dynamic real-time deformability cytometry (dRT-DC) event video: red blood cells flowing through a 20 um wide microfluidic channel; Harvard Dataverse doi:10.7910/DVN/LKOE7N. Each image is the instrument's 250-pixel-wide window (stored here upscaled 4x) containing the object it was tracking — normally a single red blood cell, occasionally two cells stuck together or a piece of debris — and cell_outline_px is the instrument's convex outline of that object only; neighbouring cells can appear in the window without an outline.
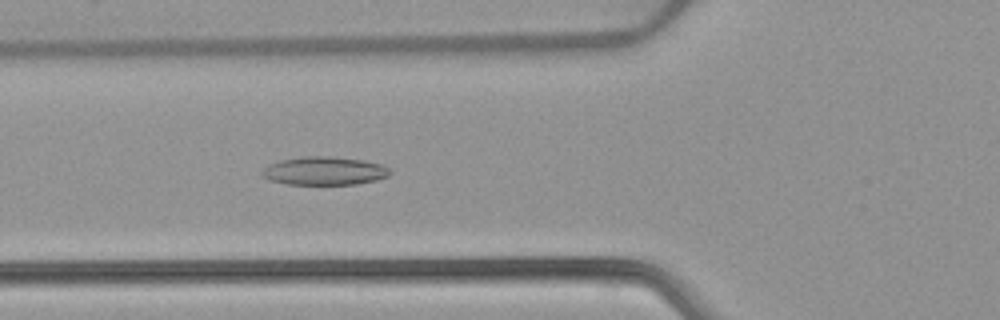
{"species": "common noctule bat (a hibernating species)", "species_latin": "Nyctalus noctula", "temperature_condition": "warm", "stored_images_in_passage": 37, "camera_frame_rate_fps": 3000, "um_per_image_px": 0.085, "animal": {"sex": "female", "body_mass_g": 22.7, "forearm_length_mm": 54.2}, "frame": {"image": 1, "passage_image": 4, "time_ms": 1.0, "image_size_px": [1000, 320], "cell_outline_px": [[392, 172], [388, 176], [376, 180], [356, 184], [288, 184], [268, 180], [260, 176], [260, 172], [268, 164], [280, 160], [300, 156], [332, 156], [364, 160], [380, 164], [388, 168]], "centroid_in_image_um": [27.52, 14.52], "position_along_channel_um": 98.3, "area_um2": 21.33}}
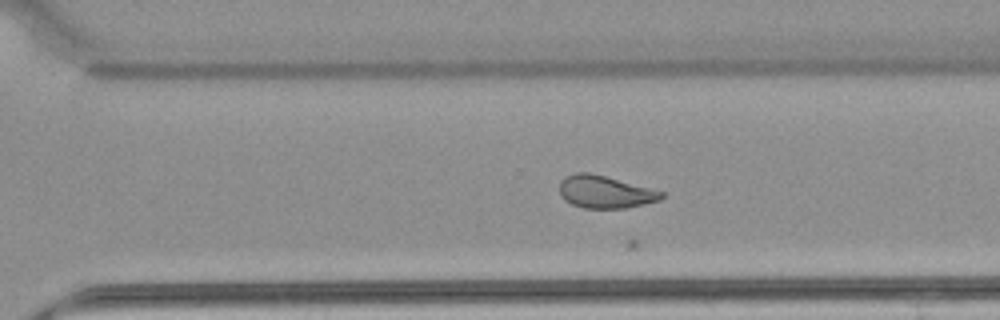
{"frame": {"image": 2, "passage_image": 21, "time_ms": 6.667, "image_size_px": [1000, 320], "cell_outline_px": [[664, 196], [660, 200], [644, 204], [624, 208], [584, 208], [572, 204], [564, 200], [560, 196], [560, 180], [564, 176], [576, 172], [588, 172], [604, 176], [664, 192]], "centroid_in_image_um": [51.38, 16.31], "position_along_channel_um": 319.2, "area_um2": 19.19}}
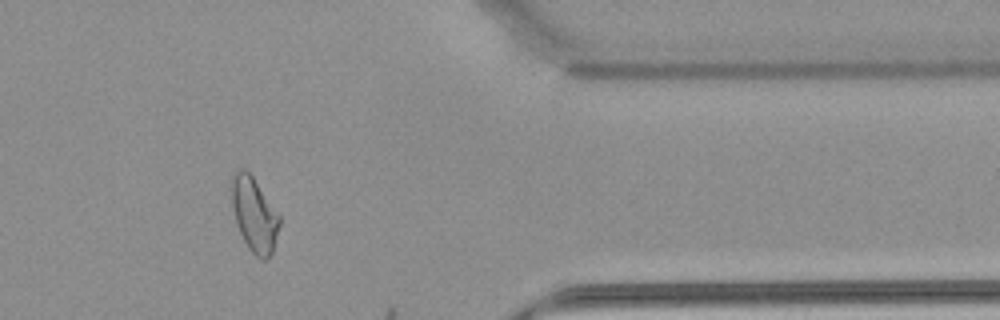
{"frame": {"image": 3, "passage_image": 28, "time_ms": 9.0, "image_size_px": [1000, 320], "cell_outline_px": [[280, 224], [272, 252], [264, 260], [260, 260], [248, 248], [236, 224], [232, 204], [232, 172], [240, 168], [244, 168], [252, 176], [280, 216]], "centroid_in_image_um": [21.6, 18.23], "position_along_channel_um": 389.8, "area_um2": 20.46}}